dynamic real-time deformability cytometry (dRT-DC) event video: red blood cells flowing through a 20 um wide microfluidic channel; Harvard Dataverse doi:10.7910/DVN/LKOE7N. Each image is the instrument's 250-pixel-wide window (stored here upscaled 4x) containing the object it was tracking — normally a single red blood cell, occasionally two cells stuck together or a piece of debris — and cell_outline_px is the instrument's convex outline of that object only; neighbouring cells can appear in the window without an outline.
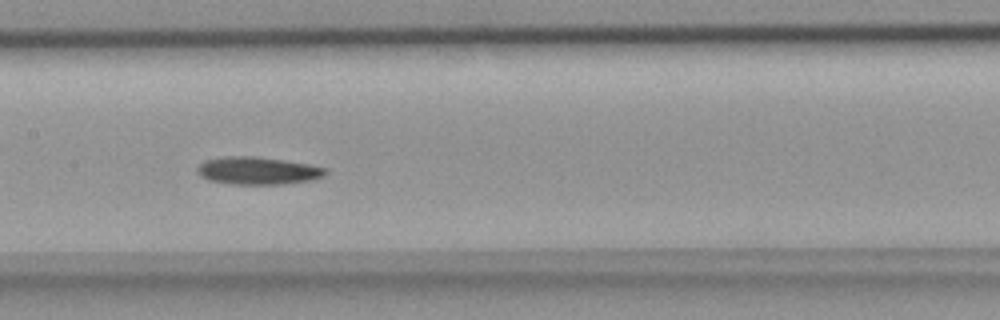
{"species": "common noctule bat (a hibernating species)", "species_latin": "Nyctalus noctula", "temperature_condition": "room temperature", "stored_images_in_passage": 35, "camera_frame_rate_fps": 3000, "um_per_image_px": 0.085, "animal": {"sex": "female", "body_mass_g": 18.4}, "frame": {"image": 1, "passage_image": 11, "time_ms": 3.333, "image_size_px": [1000, 320], "cell_outline_px": [[328, 172], [324, 176], [308, 180], [284, 184], [228, 184], [208, 180], [200, 176], [196, 172], [196, 168], [204, 160], [228, 156], [256, 156], [284, 160], [308, 164], [328, 168]], "centroid_in_image_um": [21.88, 14.51], "position_along_channel_um": 185.5, "area_um2": 20.75}}
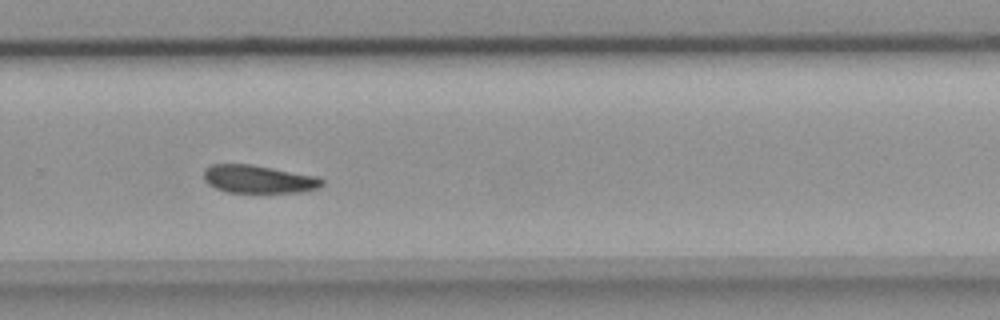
{"frame": {"image": 2, "passage_image": 20, "time_ms": 6.333, "image_size_px": [1000, 320], "cell_outline_px": [[324, 184], [320, 188], [300, 192], [228, 192], [216, 188], [208, 184], [204, 180], [204, 168], [212, 164], [252, 164], [320, 176], [324, 180]], "centroid_in_image_um": [22.02, 15.22], "position_along_channel_um": 307.8, "area_um2": 19.54}}
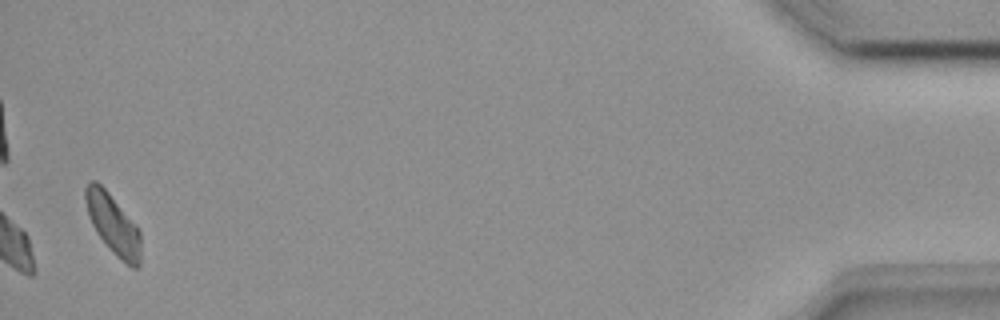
{"frame": {"image": 3, "passage_image": 35, "time_ms": 11.333, "image_size_px": [1000, 320], "cell_outline_px": [[140, 264], [136, 268], [132, 268], [116, 256], [108, 248], [96, 232], [88, 216], [84, 200], [84, 188], [92, 180], [96, 180], [108, 192], [136, 224], [140, 232]], "centroid_in_image_um": [9.59, 19.06], "position_along_channel_um": 425.6, "area_um2": 19.42}}